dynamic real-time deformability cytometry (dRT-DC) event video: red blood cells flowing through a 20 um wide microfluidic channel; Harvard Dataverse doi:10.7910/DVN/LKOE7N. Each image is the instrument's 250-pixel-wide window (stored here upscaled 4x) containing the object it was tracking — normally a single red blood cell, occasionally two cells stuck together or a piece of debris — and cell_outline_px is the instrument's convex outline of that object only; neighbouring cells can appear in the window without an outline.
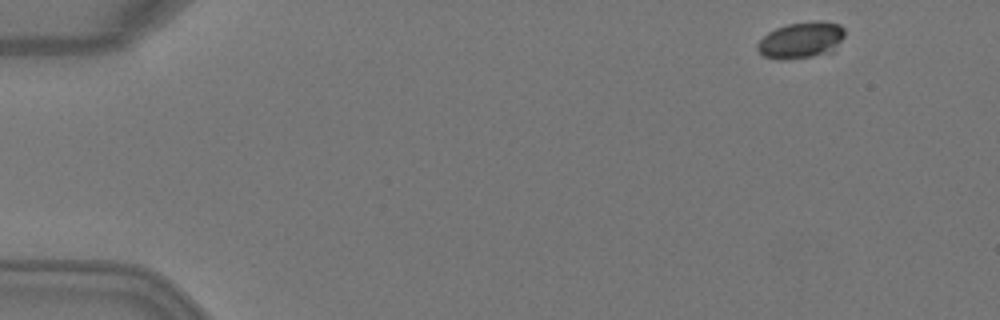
{"species": "Egyptian fruit bat (a non-hibernating species)", "species_latin": "Rousettus aegyptiacus", "temperature_condition": "warm", "stored_images_in_passage": 4, "camera_frame_rate_fps": 3000, "um_per_image_px": 0.085, "animal": {"sex": "female"}, "frame": {"image": 1, "passage_image": 1, "time_ms": 0.0, "image_size_px": [1000, 320], "cell_outline_px": [[844, 36], [832, 52], [812, 56], [784, 60], [776, 60], [764, 56], [756, 48], [756, 44], [768, 32], [776, 28], [788, 24], [816, 20], [824, 20], [840, 24], [844, 28]], "centroid_in_image_um": [68.1, 3.4], "position_along_channel_um": 16.9, "area_um2": 18.67}}